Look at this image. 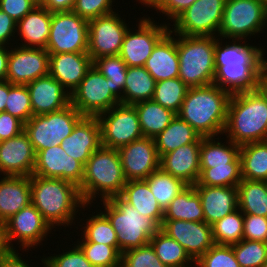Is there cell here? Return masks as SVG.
Listing matches in <instances>:
<instances>
[{
    "instance_id": "obj_1",
    "label": "cell",
    "mask_w": 267,
    "mask_h": 267,
    "mask_svg": "<svg viewBox=\"0 0 267 267\" xmlns=\"http://www.w3.org/2000/svg\"><path fill=\"white\" fill-rule=\"evenodd\" d=\"M217 38L215 43V75L213 83L230 95L260 88L261 76L267 60L263 58L261 48L236 43L221 46ZM228 86V87H227Z\"/></svg>"
},
{
    "instance_id": "obj_2",
    "label": "cell",
    "mask_w": 267,
    "mask_h": 267,
    "mask_svg": "<svg viewBox=\"0 0 267 267\" xmlns=\"http://www.w3.org/2000/svg\"><path fill=\"white\" fill-rule=\"evenodd\" d=\"M224 133L238 145L267 141V94L261 87L230 96Z\"/></svg>"
},
{
    "instance_id": "obj_3",
    "label": "cell",
    "mask_w": 267,
    "mask_h": 267,
    "mask_svg": "<svg viewBox=\"0 0 267 267\" xmlns=\"http://www.w3.org/2000/svg\"><path fill=\"white\" fill-rule=\"evenodd\" d=\"M230 96L214 83L189 88L177 115L201 137L224 134Z\"/></svg>"
},
{
    "instance_id": "obj_4",
    "label": "cell",
    "mask_w": 267,
    "mask_h": 267,
    "mask_svg": "<svg viewBox=\"0 0 267 267\" xmlns=\"http://www.w3.org/2000/svg\"><path fill=\"white\" fill-rule=\"evenodd\" d=\"M31 203L51 227L73 223L77 207L85 208L79 187L56 178L30 176Z\"/></svg>"
},
{
    "instance_id": "obj_5",
    "label": "cell",
    "mask_w": 267,
    "mask_h": 267,
    "mask_svg": "<svg viewBox=\"0 0 267 267\" xmlns=\"http://www.w3.org/2000/svg\"><path fill=\"white\" fill-rule=\"evenodd\" d=\"M126 182L118 150L101 146L84 165L83 179L78 187L84 203L88 205L99 192L101 201L119 196Z\"/></svg>"
},
{
    "instance_id": "obj_6",
    "label": "cell",
    "mask_w": 267,
    "mask_h": 267,
    "mask_svg": "<svg viewBox=\"0 0 267 267\" xmlns=\"http://www.w3.org/2000/svg\"><path fill=\"white\" fill-rule=\"evenodd\" d=\"M102 202L105 207L103 214L117 233L121 253L149 244L151 237L160 230L152 218L140 214L120 196H112Z\"/></svg>"
},
{
    "instance_id": "obj_7",
    "label": "cell",
    "mask_w": 267,
    "mask_h": 267,
    "mask_svg": "<svg viewBox=\"0 0 267 267\" xmlns=\"http://www.w3.org/2000/svg\"><path fill=\"white\" fill-rule=\"evenodd\" d=\"M179 36L178 78L189 88L213 84L215 75V36Z\"/></svg>"
},
{
    "instance_id": "obj_8",
    "label": "cell",
    "mask_w": 267,
    "mask_h": 267,
    "mask_svg": "<svg viewBox=\"0 0 267 267\" xmlns=\"http://www.w3.org/2000/svg\"><path fill=\"white\" fill-rule=\"evenodd\" d=\"M84 116L70 103L67 107L44 115L32 116L25 124L33 149L39 151L60 145L71 135Z\"/></svg>"
},
{
    "instance_id": "obj_9",
    "label": "cell",
    "mask_w": 267,
    "mask_h": 267,
    "mask_svg": "<svg viewBox=\"0 0 267 267\" xmlns=\"http://www.w3.org/2000/svg\"><path fill=\"white\" fill-rule=\"evenodd\" d=\"M267 23V10L261 0H226L218 36L246 39Z\"/></svg>"
},
{
    "instance_id": "obj_10",
    "label": "cell",
    "mask_w": 267,
    "mask_h": 267,
    "mask_svg": "<svg viewBox=\"0 0 267 267\" xmlns=\"http://www.w3.org/2000/svg\"><path fill=\"white\" fill-rule=\"evenodd\" d=\"M87 49L88 21L73 11L52 12L48 53L87 52Z\"/></svg>"
},
{
    "instance_id": "obj_11",
    "label": "cell",
    "mask_w": 267,
    "mask_h": 267,
    "mask_svg": "<svg viewBox=\"0 0 267 267\" xmlns=\"http://www.w3.org/2000/svg\"><path fill=\"white\" fill-rule=\"evenodd\" d=\"M97 118L100 123L103 147L118 150L144 137L133 105L118 104L109 111L99 114Z\"/></svg>"
},
{
    "instance_id": "obj_12",
    "label": "cell",
    "mask_w": 267,
    "mask_h": 267,
    "mask_svg": "<svg viewBox=\"0 0 267 267\" xmlns=\"http://www.w3.org/2000/svg\"><path fill=\"white\" fill-rule=\"evenodd\" d=\"M71 104L83 115L97 117L121 101L111 92V84L93 65L71 94Z\"/></svg>"
},
{
    "instance_id": "obj_13",
    "label": "cell",
    "mask_w": 267,
    "mask_h": 267,
    "mask_svg": "<svg viewBox=\"0 0 267 267\" xmlns=\"http://www.w3.org/2000/svg\"><path fill=\"white\" fill-rule=\"evenodd\" d=\"M225 1L196 0L174 19L171 32L186 36H213L219 32Z\"/></svg>"
},
{
    "instance_id": "obj_14",
    "label": "cell",
    "mask_w": 267,
    "mask_h": 267,
    "mask_svg": "<svg viewBox=\"0 0 267 267\" xmlns=\"http://www.w3.org/2000/svg\"><path fill=\"white\" fill-rule=\"evenodd\" d=\"M116 12L88 21L87 53L95 59L119 55L124 36L129 29Z\"/></svg>"
},
{
    "instance_id": "obj_15",
    "label": "cell",
    "mask_w": 267,
    "mask_h": 267,
    "mask_svg": "<svg viewBox=\"0 0 267 267\" xmlns=\"http://www.w3.org/2000/svg\"><path fill=\"white\" fill-rule=\"evenodd\" d=\"M150 17L139 22L138 30H127L119 56L127 67L144 66L156 44L170 31L166 24L163 26L152 22Z\"/></svg>"
},
{
    "instance_id": "obj_16",
    "label": "cell",
    "mask_w": 267,
    "mask_h": 267,
    "mask_svg": "<svg viewBox=\"0 0 267 267\" xmlns=\"http://www.w3.org/2000/svg\"><path fill=\"white\" fill-rule=\"evenodd\" d=\"M50 54L46 49L18 47L9 50L6 81L27 85L49 74Z\"/></svg>"
},
{
    "instance_id": "obj_17",
    "label": "cell",
    "mask_w": 267,
    "mask_h": 267,
    "mask_svg": "<svg viewBox=\"0 0 267 267\" xmlns=\"http://www.w3.org/2000/svg\"><path fill=\"white\" fill-rule=\"evenodd\" d=\"M123 174L127 181L145 180L160 168L154 138L143 137L118 149Z\"/></svg>"
},
{
    "instance_id": "obj_18",
    "label": "cell",
    "mask_w": 267,
    "mask_h": 267,
    "mask_svg": "<svg viewBox=\"0 0 267 267\" xmlns=\"http://www.w3.org/2000/svg\"><path fill=\"white\" fill-rule=\"evenodd\" d=\"M160 229L176 240L194 262L214 245L212 226L205 221L163 220Z\"/></svg>"
},
{
    "instance_id": "obj_19",
    "label": "cell",
    "mask_w": 267,
    "mask_h": 267,
    "mask_svg": "<svg viewBox=\"0 0 267 267\" xmlns=\"http://www.w3.org/2000/svg\"><path fill=\"white\" fill-rule=\"evenodd\" d=\"M7 239L13 250L12 240L15 238L21 242L23 249H29L40 244L46 238L48 231L52 229L39 210L30 203L13 215L6 222ZM12 244V245H11Z\"/></svg>"
},
{
    "instance_id": "obj_20",
    "label": "cell",
    "mask_w": 267,
    "mask_h": 267,
    "mask_svg": "<svg viewBox=\"0 0 267 267\" xmlns=\"http://www.w3.org/2000/svg\"><path fill=\"white\" fill-rule=\"evenodd\" d=\"M32 175L63 179L79 186L84 175V165L68 156L60 145L39 151Z\"/></svg>"
},
{
    "instance_id": "obj_21",
    "label": "cell",
    "mask_w": 267,
    "mask_h": 267,
    "mask_svg": "<svg viewBox=\"0 0 267 267\" xmlns=\"http://www.w3.org/2000/svg\"><path fill=\"white\" fill-rule=\"evenodd\" d=\"M35 164L36 153L25 131L0 141V172L4 176L30 177Z\"/></svg>"
},
{
    "instance_id": "obj_22",
    "label": "cell",
    "mask_w": 267,
    "mask_h": 267,
    "mask_svg": "<svg viewBox=\"0 0 267 267\" xmlns=\"http://www.w3.org/2000/svg\"><path fill=\"white\" fill-rule=\"evenodd\" d=\"M31 99L33 116L61 110L71 103V95L50 74L26 85Z\"/></svg>"
},
{
    "instance_id": "obj_23",
    "label": "cell",
    "mask_w": 267,
    "mask_h": 267,
    "mask_svg": "<svg viewBox=\"0 0 267 267\" xmlns=\"http://www.w3.org/2000/svg\"><path fill=\"white\" fill-rule=\"evenodd\" d=\"M60 146L66 154L83 165L101 145V128L97 117L84 116Z\"/></svg>"
},
{
    "instance_id": "obj_24",
    "label": "cell",
    "mask_w": 267,
    "mask_h": 267,
    "mask_svg": "<svg viewBox=\"0 0 267 267\" xmlns=\"http://www.w3.org/2000/svg\"><path fill=\"white\" fill-rule=\"evenodd\" d=\"M92 65L87 52L50 54L49 74L71 95Z\"/></svg>"
},
{
    "instance_id": "obj_25",
    "label": "cell",
    "mask_w": 267,
    "mask_h": 267,
    "mask_svg": "<svg viewBox=\"0 0 267 267\" xmlns=\"http://www.w3.org/2000/svg\"><path fill=\"white\" fill-rule=\"evenodd\" d=\"M200 145L194 142L183 145L160 158V168L187 185H195L200 175Z\"/></svg>"
},
{
    "instance_id": "obj_26",
    "label": "cell",
    "mask_w": 267,
    "mask_h": 267,
    "mask_svg": "<svg viewBox=\"0 0 267 267\" xmlns=\"http://www.w3.org/2000/svg\"><path fill=\"white\" fill-rule=\"evenodd\" d=\"M194 187L200 196L205 222L210 226L238 209L237 186L194 185Z\"/></svg>"
},
{
    "instance_id": "obj_27",
    "label": "cell",
    "mask_w": 267,
    "mask_h": 267,
    "mask_svg": "<svg viewBox=\"0 0 267 267\" xmlns=\"http://www.w3.org/2000/svg\"><path fill=\"white\" fill-rule=\"evenodd\" d=\"M170 31L156 44L144 67L156 82L179 76L176 38Z\"/></svg>"
},
{
    "instance_id": "obj_28",
    "label": "cell",
    "mask_w": 267,
    "mask_h": 267,
    "mask_svg": "<svg viewBox=\"0 0 267 267\" xmlns=\"http://www.w3.org/2000/svg\"><path fill=\"white\" fill-rule=\"evenodd\" d=\"M31 203L30 177L4 176L0 180V222L5 223Z\"/></svg>"
},
{
    "instance_id": "obj_29",
    "label": "cell",
    "mask_w": 267,
    "mask_h": 267,
    "mask_svg": "<svg viewBox=\"0 0 267 267\" xmlns=\"http://www.w3.org/2000/svg\"><path fill=\"white\" fill-rule=\"evenodd\" d=\"M52 12L37 5L31 12L17 22L16 27L23 40L21 47L46 49ZM32 45V46H31Z\"/></svg>"
},
{
    "instance_id": "obj_30",
    "label": "cell",
    "mask_w": 267,
    "mask_h": 267,
    "mask_svg": "<svg viewBox=\"0 0 267 267\" xmlns=\"http://www.w3.org/2000/svg\"><path fill=\"white\" fill-rule=\"evenodd\" d=\"M119 196L140 214L152 218L160 227L162 226L164 211L160 208L146 180L127 181Z\"/></svg>"
},
{
    "instance_id": "obj_31",
    "label": "cell",
    "mask_w": 267,
    "mask_h": 267,
    "mask_svg": "<svg viewBox=\"0 0 267 267\" xmlns=\"http://www.w3.org/2000/svg\"><path fill=\"white\" fill-rule=\"evenodd\" d=\"M202 137L186 121L178 115L165 130L155 138V145L159 158L177 148L194 142H201Z\"/></svg>"
},
{
    "instance_id": "obj_32",
    "label": "cell",
    "mask_w": 267,
    "mask_h": 267,
    "mask_svg": "<svg viewBox=\"0 0 267 267\" xmlns=\"http://www.w3.org/2000/svg\"><path fill=\"white\" fill-rule=\"evenodd\" d=\"M163 220L204 222L200 196L194 185H187L163 212Z\"/></svg>"
},
{
    "instance_id": "obj_33",
    "label": "cell",
    "mask_w": 267,
    "mask_h": 267,
    "mask_svg": "<svg viewBox=\"0 0 267 267\" xmlns=\"http://www.w3.org/2000/svg\"><path fill=\"white\" fill-rule=\"evenodd\" d=\"M133 106L137 111L142 133L148 138H155L177 115L153 99L137 102Z\"/></svg>"
},
{
    "instance_id": "obj_34",
    "label": "cell",
    "mask_w": 267,
    "mask_h": 267,
    "mask_svg": "<svg viewBox=\"0 0 267 267\" xmlns=\"http://www.w3.org/2000/svg\"><path fill=\"white\" fill-rule=\"evenodd\" d=\"M155 85V79L144 66L127 67L121 104L133 105L140 101L151 100L154 96Z\"/></svg>"
},
{
    "instance_id": "obj_35",
    "label": "cell",
    "mask_w": 267,
    "mask_h": 267,
    "mask_svg": "<svg viewBox=\"0 0 267 267\" xmlns=\"http://www.w3.org/2000/svg\"><path fill=\"white\" fill-rule=\"evenodd\" d=\"M239 156L242 179L267 182V141L240 145Z\"/></svg>"
},
{
    "instance_id": "obj_36",
    "label": "cell",
    "mask_w": 267,
    "mask_h": 267,
    "mask_svg": "<svg viewBox=\"0 0 267 267\" xmlns=\"http://www.w3.org/2000/svg\"><path fill=\"white\" fill-rule=\"evenodd\" d=\"M214 137H202L200 145V168L228 166V163H241L240 145L228 140V145L216 142Z\"/></svg>"
},
{
    "instance_id": "obj_37",
    "label": "cell",
    "mask_w": 267,
    "mask_h": 267,
    "mask_svg": "<svg viewBox=\"0 0 267 267\" xmlns=\"http://www.w3.org/2000/svg\"><path fill=\"white\" fill-rule=\"evenodd\" d=\"M238 208L243 214L267 217V182L245 180L237 185Z\"/></svg>"
},
{
    "instance_id": "obj_38",
    "label": "cell",
    "mask_w": 267,
    "mask_h": 267,
    "mask_svg": "<svg viewBox=\"0 0 267 267\" xmlns=\"http://www.w3.org/2000/svg\"><path fill=\"white\" fill-rule=\"evenodd\" d=\"M150 244L158 258L167 267H190L187 265L188 262L195 263L185 249L161 229L151 237Z\"/></svg>"
},
{
    "instance_id": "obj_39",
    "label": "cell",
    "mask_w": 267,
    "mask_h": 267,
    "mask_svg": "<svg viewBox=\"0 0 267 267\" xmlns=\"http://www.w3.org/2000/svg\"><path fill=\"white\" fill-rule=\"evenodd\" d=\"M145 180L163 211L187 186L182 180L165 173L161 168L152 172Z\"/></svg>"
},
{
    "instance_id": "obj_40",
    "label": "cell",
    "mask_w": 267,
    "mask_h": 267,
    "mask_svg": "<svg viewBox=\"0 0 267 267\" xmlns=\"http://www.w3.org/2000/svg\"><path fill=\"white\" fill-rule=\"evenodd\" d=\"M189 87L178 77L156 82L153 100L178 114Z\"/></svg>"
},
{
    "instance_id": "obj_41",
    "label": "cell",
    "mask_w": 267,
    "mask_h": 267,
    "mask_svg": "<svg viewBox=\"0 0 267 267\" xmlns=\"http://www.w3.org/2000/svg\"><path fill=\"white\" fill-rule=\"evenodd\" d=\"M214 244L233 245L243 239V213L236 209L212 225Z\"/></svg>"
},
{
    "instance_id": "obj_42",
    "label": "cell",
    "mask_w": 267,
    "mask_h": 267,
    "mask_svg": "<svg viewBox=\"0 0 267 267\" xmlns=\"http://www.w3.org/2000/svg\"><path fill=\"white\" fill-rule=\"evenodd\" d=\"M93 66L107 78L111 92L121 100L127 74V66L122 58L119 55L101 57L93 61Z\"/></svg>"
},
{
    "instance_id": "obj_43",
    "label": "cell",
    "mask_w": 267,
    "mask_h": 267,
    "mask_svg": "<svg viewBox=\"0 0 267 267\" xmlns=\"http://www.w3.org/2000/svg\"><path fill=\"white\" fill-rule=\"evenodd\" d=\"M242 181L241 163H228V166L200 168V175L195 185L237 186Z\"/></svg>"
},
{
    "instance_id": "obj_44",
    "label": "cell",
    "mask_w": 267,
    "mask_h": 267,
    "mask_svg": "<svg viewBox=\"0 0 267 267\" xmlns=\"http://www.w3.org/2000/svg\"><path fill=\"white\" fill-rule=\"evenodd\" d=\"M82 242H94L108 246H118L117 233L112 227L111 222L103 214V211L86 219Z\"/></svg>"
},
{
    "instance_id": "obj_45",
    "label": "cell",
    "mask_w": 267,
    "mask_h": 267,
    "mask_svg": "<svg viewBox=\"0 0 267 267\" xmlns=\"http://www.w3.org/2000/svg\"><path fill=\"white\" fill-rule=\"evenodd\" d=\"M78 246L94 267L120 266L121 252L118 246H108L94 242H78Z\"/></svg>"
},
{
    "instance_id": "obj_46",
    "label": "cell",
    "mask_w": 267,
    "mask_h": 267,
    "mask_svg": "<svg viewBox=\"0 0 267 267\" xmlns=\"http://www.w3.org/2000/svg\"><path fill=\"white\" fill-rule=\"evenodd\" d=\"M232 247L241 267H260L267 260V243L265 242L242 239Z\"/></svg>"
},
{
    "instance_id": "obj_47",
    "label": "cell",
    "mask_w": 267,
    "mask_h": 267,
    "mask_svg": "<svg viewBox=\"0 0 267 267\" xmlns=\"http://www.w3.org/2000/svg\"><path fill=\"white\" fill-rule=\"evenodd\" d=\"M5 112L17 117L24 124L33 116L30 93L26 85H13L9 82Z\"/></svg>"
},
{
    "instance_id": "obj_48",
    "label": "cell",
    "mask_w": 267,
    "mask_h": 267,
    "mask_svg": "<svg viewBox=\"0 0 267 267\" xmlns=\"http://www.w3.org/2000/svg\"><path fill=\"white\" fill-rule=\"evenodd\" d=\"M197 267H241L232 245L214 244L196 262Z\"/></svg>"
},
{
    "instance_id": "obj_49",
    "label": "cell",
    "mask_w": 267,
    "mask_h": 267,
    "mask_svg": "<svg viewBox=\"0 0 267 267\" xmlns=\"http://www.w3.org/2000/svg\"><path fill=\"white\" fill-rule=\"evenodd\" d=\"M121 267H167L155 253L151 244L121 253Z\"/></svg>"
},
{
    "instance_id": "obj_50",
    "label": "cell",
    "mask_w": 267,
    "mask_h": 267,
    "mask_svg": "<svg viewBox=\"0 0 267 267\" xmlns=\"http://www.w3.org/2000/svg\"><path fill=\"white\" fill-rule=\"evenodd\" d=\"M112 3L113 0H76L72 11L90 21L113 13Z\"/></svg>"
},
{
    "instance_id": "obj_51",
    "label": "cell",
    "mask_w": 267,
    "mask_h": 267,
    "mask_svg": "<svg viewBox=\"0 0 267 267\" xmlns=\"http://www.w3.org/2000/svg\"><path fill=\"white\" fill-rule=\"evenodd\" d=\"M42 262L44 267H94L78 245L60 255L43 258Z\"/></svg>"
},
{
    "instance_id": "obj_52",
    "label": "cell",
    "mask_w": 267,
    "mask_h": 267,
    "mask_svg": "<svg viewBox=\"0 0 267 267\" xmlns=\"http://www.w3.org/2000/svg\"><path fill=\"white\" fill-rule=\"evenodd\" d=\"M243 239L267 243V217L243 214Z\"/></svg>"
},
{
    "instance_id": "obj_53",
    "label": "cell",
    "mask_w": 267,
    "mask_h": 267,
    "mask_svg": "<svg viewBox=\"0 0 267 267\" xmlns=\"http://www.w3.org/2000/svg\"><path fill=\"white\" fill-rule=\"evenodd\" d=\"M38 4L33 0H1L0 9L16 22L31 12Z\"/></svg>"
},
{
    "instance_id": "obj_54",
    "label": "cell",
    "mask_w": 267,
    "mask_h": 267,
    "mask_svg": "<svg viewBox=\"0 0 267 267\" xmlns=\"http://www.w3.org/2000/svg\"><path fill=\"white\" fill-rule=\"evenodd\" d=\"M24 131V123L17 117L0 112V141L11 139Z\"/></svg>"
},
{
    "instance_id": "obj_55",
    "label": "cell",
    "mask_w": 267,
    "mask_h": 267,
    "mask_svg": "<svg viewBox=\"0 0 267 267\" xmlns=\"http://www.w3.org/2000/svg\"><path fill=\"white\" fill-rule=\"evenodd\" d=\"M195 1L196 0H165L157 10L168 15V19L173 20Z\"/></svg>"
},
{
    "instance_id": "obj_56",
    "label": "cell",
    "mask_w": 267,
    "mask_h": 267,
    "mask_svg": "<svg viewBox=\"0 0 267 267\" xmlns=\"http://www.w3.org/2000/svg\"><path fill=\"white\" fill-rule=\"evenodd\" d=\"M17 22L11 18L6 12H3L0 9V45H6L11 36H13L15 32H18L16 29Z\"/></svg>"
},
{
    "instance_id": "obj_57",
    "label": "cell",
    "mask_w": 267,
    "mask_h": 267,
    "mask_svg": "<svg viewBox=\"0 0 267 267\" xmlns=\"http://www.w3.org/2000/svg\"><path fill=\"white\" fill-rule=\"evenodd\" d=\"M76 0H43L41 6L50 12L72 11Z\"/></svg>"
},
{
    "instance_id": "obj_58",
    "label": "cell",
    "mask_w": 267,
    "mask_h": 267,
    "mask_svg": "<svg viewBox=\"0 0 267 267\" xmlns=\"http://www.w3.org/2000/svg\"><path fill=\"white\" fill-rule=\"evenodd\" d=\"M16 250H12L9 254L0 259V267H29V265L21 260V256Z\"/></svg>"
},
{
    "instance_id": "obj_59",
    "label": "cell",
    "mask_w": 267,
    "mask_h": 267,
    "mask_svg": "<svg viewBox=\"0 0 267 267\" xmlns=\"http://www.w3.org/2000/svg\"><path fill=\"white\" fill-rule=\"evenodd\" d=\"M13 249L7 239L6 224L0 222V259L9 254Z\"/></svg>"
},
{
    "instance_id": "obj_60",
    "label": "cell",
    "mask_w": 267,
    "mask_h": 267,
    "mask_svg": "<svg viewBox=\"0 0 267 267\" xmlns=\"http://www.w3.org/2000/svg\"><path fill=\"white\" fill-rule=\"evenodd\" d=\"M9 50L6 46L0 45V81L6 80L8 70Z\"/></svg>"
},
{
    "instance_id": "obj_61",
    "label": "cell",
    "mask_w": 267,
    "mask_h": 267,
    "mask_svg": "<svg viewBox=\"0 0 267 267\" xmlns=\"http://www.w3.org/2000/svg\"><path fill=\"white\" fill-rule=\"evenodd\" d=\"M9 94V82L0 81V112H5V106L7 103Z\"/></svg>"
},
{
    "instance_id": "obj_62",
    "label": "cell",
    "mask_w": 267,
    "mask_h": 267,
    "mask_svg": "<svg viewBox=\"0 0 267 267\" xmlns=\"http://www.w3.org/2000/svg\"><path fill=\"white\" fill-rule=\"evenodd\" d=\"M165 0H140L141 3L144 5L150 7H154V9H157Z\"/></svg>"
},
{
    "instance_id": "obj_63",
    "label": "cell",
    "mask_w": 267,
    "mask_h": 267,
    "mask_svg": "<svg viewBox=\"0 0 267 267\" xmlns=\"http://www.w3.org/2000/svg\"><path fill=\"white\" fill-rule=\"evenodd\" d=\"M260 87L267 94V65L265 66L262 76H261V84Z\"/></svg>"
},
{
    "instance_id": "obj_64",
    "label": "cell",
    "mask_w": 267,
    "mask_h": 267,
    "mask_svg": "<svg viewBox=\"0 0 267 267\" xmlns=\"http://www.w3.org/2000/svg\"><path fill=\"white\" fill-rule=\"evenodd\" d=\"M267 10V0H261Z\"/></svg>"
},
{
    "instance_id": "obj_65",
    "label": "cell",
    "mask_w": 267,
    "mask_h": 267,
    "mask_svg": "<svg viewBox=\"0 0 267 267\" xmlns=\"http://www.w3.org/2000/svg\"><path fill=\"white\" fill-rule=\"evenodd\" d=\"M33 1L36 2L38 5H40L43 2V0H33Z\"/></svg>"
},
{
    "instance_id": "obj_66",
    "label": "cell",
    "mask_w": 267,
    "mask_h": 267,
    "mask_svg": "<svg viewBox=\"0 0 267 267\" xmlns=\"http://www.w3.org/2000/svg\"><path fill=\"white\" fill-rule=\"evenodd\" d=\"M260 267H267V260Z\"/></svg>"
}]
</instances>
